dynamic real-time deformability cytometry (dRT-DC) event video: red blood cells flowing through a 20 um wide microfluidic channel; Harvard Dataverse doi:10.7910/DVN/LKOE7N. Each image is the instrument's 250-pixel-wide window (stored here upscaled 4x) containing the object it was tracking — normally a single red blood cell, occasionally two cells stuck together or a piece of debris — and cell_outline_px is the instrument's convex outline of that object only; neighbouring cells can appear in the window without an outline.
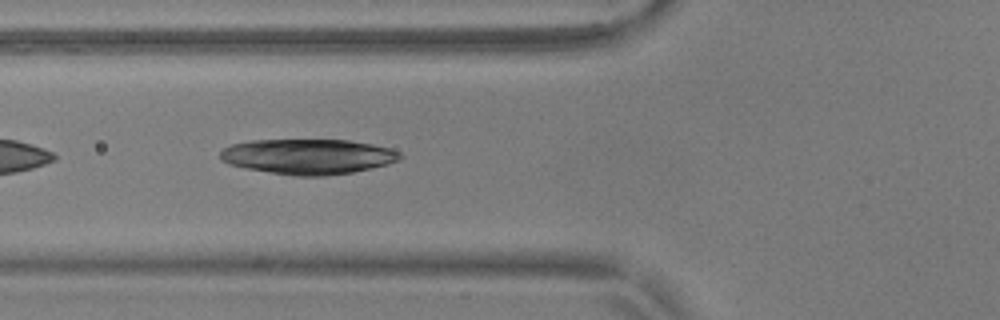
{"species": "common noctule bat (a hibernating species)", "species_latin": "Nyctalus noctula", "temperature_condition": "warm", "stored_images_in_passage": 43, "camera_frame_rate_fps": 3000, "um_per_image_px": 0.085, "animal": {"sex": "male", "body_mass_g": 17.9, "forearm_length_mm": 54.2}, "frame": {"image": 1, "passage_image": 9, "time_ms": 2.667, "image_size_px": [1000, 320], "cell_outline_px": [[404, 156], [400, 160], [388, 164], [372, 168], [352, 172], [324, 176], [296, 176], [244, 168], [228, 164], [220, 160], [220, 152], [224, 148], [232, 144], [252, 140], [348, 140], [372, 144], [388, 148], [400, 152]], "centroid_in_image_um": [26.19, 13.31], "position_along_channel_um": 99.6, "area_um2": 36.99}}
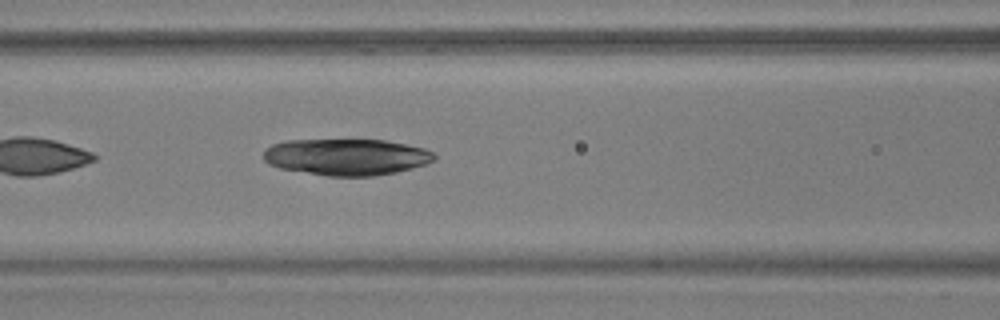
{"frame": {"image": 2, "passage_image": 12, "time_ms": 3.667, "image_size_px": [1000, 320], "cell_outline_px": [[436, 156], [432, 160], [424, 164], [412, 168], [396, 172], [372, 176], [328, 176], [280, 168], [268, 164], [264, 160], [264, 148], [272, 144], [288, 140], [384, 140], [424, 148], [432, 152]], "centroid_in_image_um": [29.41, 13.34], "position_along_channel_um": 137.2, "area_um2": 36.13}}
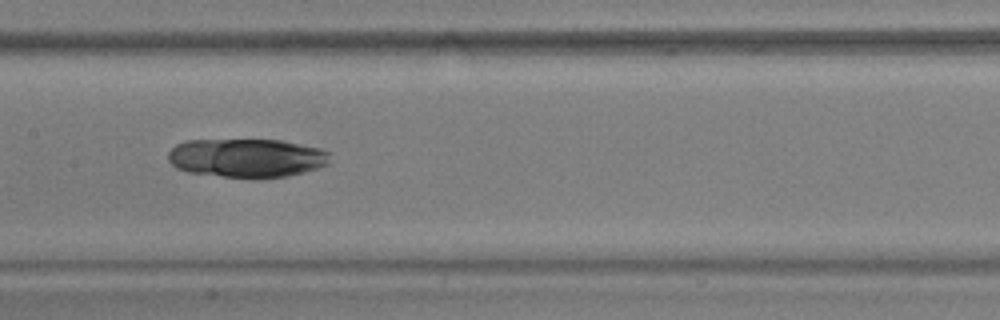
{"frame": {"image": 3, "passage_image": 16, "time_ms": 5.0, "image_size_px": [1000, 320], "cell_outline_px": [[332, 164], [304, 172], [288, 176], [224, 176], [188, 172], [176, 168], [168, 160], [168, 152], [176, 144], [184, 140], [284, 140], [320, 148], [332, 152]], "centroid_in_image_um": [21.04, 13.39], "position_along_channel_um": 186.4, "area_um2": 36.59}}